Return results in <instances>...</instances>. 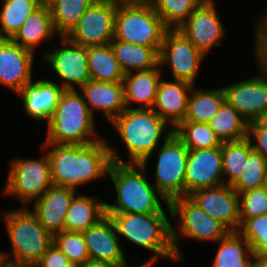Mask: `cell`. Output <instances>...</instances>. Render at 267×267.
Here are the masks:
<instances>
[{
    "label": "cell",
    "mask_w": 267,
    "mask_h": 267,
    "mask_svg": "<svg viewBox=\"0 0 267 267\" xmlns=\"http://www.w3.org/2000/svg\"><path fill=\"white\" fill-rule=\"evenodd\" d=\"M103 139L88 145L43 143L50 159L53 185L77 189L108 175L113 161L110 145Z\"/></svg>",
    "instance_id": "cell-1"
},
{
    "label": "cell",
    "mask_w": 267,
    "mask_h": 267,
    "mask_svg": "<svg viewBox=\"0 0 267 267\" xmlns=\"http://www.w3.org/2000/svg\"><path fill=\"white\" fill-rule=\"evenodd\" d=\"M112 163L108 171L116 190V201L113 204L106 202V212H123L153 214L167 207L171 218L170 202L150 184L146 175V167L142 163H127L110 145ZM159 195V196H158Z\"/></svg>",
    "instance_id": "cell-2"
},
{
    "label": "cell",
    "mask_w": 267,
    "mask_h": 267,
    "mask_svg": "<svg viewBox=\"0 0 267 267\" xmlns=\"http://www.w3.org/2000/svg\"><path fill=\"white\" fill-rule=\"evenodd\" d=\"M112 219L118 236L126 238L130 243L153 252V256L145 263H154L160 258L174 262L177 259L172 245V223L164 208L153 214L106 212Z\"/></svg>",
    "instance_id": "cell-3"
},
{
    "label": "cell",
    "mask_w": 267,
    "mask_h": 267,
    "mask_svg": "<svg viewBox=\"0 0 267 267\" xmlns=\"http://www.w3.org/2000/svg\"><path fill=\"white\" fill-rule=\"evenodd\" d=\"M111 124L127 148L130 163H142L146 168L162 137L174 132L173 128L166 130L169 124L152 108H126Z\"/></svg>",
    "instance_id": "cell-4"
},
{
    "label": "cell",
    "mask_w": 267,
    "mask_h": 267,
    "mask_svg": "<svg viewBox=\"0 0 267 267\" xmlns=\"http://www.w3.org/2000/svg\"><path fill=\"white\" fill-rule=\"evenodd\" d=\"M96 130L83 95L77 89L65 90L47 123L43 143L88 145L102 139Z\"/></svg>",
    "instance_id": "cell-5"
},
{
    "label": "cell",
    "mask_w": 267,
    "mask_h": 267,
    "mask_svg": "<svg viewBox=\"0 0 267 267\" xmlns=\"http://www.w3.org/2000/svg\"><path fill=\"white\" fill-rule=\"evenodd\" d=\"M28 208L23 205L1 212L11 243V256L4 252L10 264L34 266L53 244V235Z\"/></svg>",
    "instance_id": "cell-6"
},
{
    "label": "cell",
    "mask_w": 267,
    "mask_h": 267,
    "mask_svg": "<svg viewBox=\"0 0 267 267\" xmlns=\"http://www.w3.org/2000/svg\"><path fill=\"white\" fill-rule=\"evenodd\" d=\"M168 28L148 0H117L114 39L126 43L161 47Z\"/></svg>",
    "instance_id": "cell-7"
},
{
    "label": "cell",
    "mask_w": 267,
    "mask_h": 267,
    "mask_svg": "<svg viewBox=\"0 0 267 267\" xmlns=\"http://www.w3.org/2000/svg\"><path fill=\"white\" fill-rule=\"evenodd\" d=\"M170 208L171 219H179L176 223L177 226L172 225V245L177 259L182 260L183 258L179 248L181 236L201 242L209 240L217 242L230 232L221 222L206 213L188 196L173 199L170 202Z\"/></svg>",
    "instance_id": "cell-8"
},
{
    "label": "cell",
    "mask_w": 267,
    "mask_h": 267,
    "mask_svg": "<svg viewBox=\"0 0 267 267\" xmlns=\"http://www.w3.org/2000/svg\"><path fill=\"white\" fill-rule=\"evenodd\" d=\"M10 163L3 194L15 196L26 205L40 198L53 186L47 152L38 159L13 158Z\"/></svg>",
    "instance_id": "cell-9"
},
{
    "label": "cell",
    "mask_w": 267,
    "mask_h": 267,
    "mask_svg": "<svg viewBox=\"0 0 267 267\" xmlns=\"http://www.w3.org/2000/svg\"><path fill=\"white\" fill-rule=\"evenodd\" d=\"M163 140L160 150H154L158 152V156L153 185L171 202L175 198L185 196V170L189 149L174 132Z\"/></svg>",
    "instance_id": "cell-10"
},
{
    "label": "cell",
    "mask_w": 267,
    "mask_h": 267,
    "mask_svg": "<svg viewBox=\"0 0 267 267\" xmlns=\"http://www.w3.org/2000/svg\"><path fill=\"white\" fill-rule=\"evenodd\" d=\"M117 0H95L66 36L84 47L105 45L114 39Z\"/></svg>",
    "instance_id": "cell-11"
},
{
    "label": "cell",
    "mask_w": 267,
    "mask_h": 267,
    "mask_svg": "<svg viewBox=\"0 0 267 267\" xmlns=\"http://www.w3.org/2000/svg\"><path fill=\"white\" fill-rule=\"evenodd\" d=\"M205 57L177 29H168L159 52V64L161 67H170L173 80H183L195 85L199 67Z\"/></svg>",
    "instance_id": "cell-12"
},
{
    "label": "cell",
    "mask_w": 267,
    "mask_h": 267,
    "mask_svg": "<svg viewBox=\"0 0 267 267\" xmlns=\"http://www.w3.org/2000/svg\"><path fill=\"white\" fill-rule=\"evenodd\" d=\"M61 48H55L43 55L45 61L52 66L55 74L63 81L59 84L65 90L77 89L91 80L87 63V47L71 42L62 36ZM77 85V87H76Z\"/></svg>",
    "instance_id": "cell-13"
},
{
    "label": "cell",
    "mask_w": 267,
    "mask_h": 267,
    "mask_svg": "<svg viewBox=\"0 0 267 267\" xmlns=\"http://www.w3.org/2000/svg\"><path fill=\"white\" fill-rule=\"evenodd\" d=\"M177 30L206 57L226 34L215 1H203Z\"/></svg>",
    "instance_id": "cell-14"
},
{
    "label": "cell",
    "mask_w": 267,
    "mask_h": 267,
    "mask_svg": "<svg viewBox=\"0 0 267 267\" xmlns=\"http://www.w3.org/2000/svg\"><path fill=\"white\" fill-rule=\"evenodd\" d=\"M221 146L189 149L185 170V196L202 188L224 184Z\"/></svg>",
    "instance_id": "cell-15"
},
{
    "label": "cell",
    "mask_w": 267,
    "mask_h": 267,
    "mask_svg": "<svg viewBox=\"0 0 267 267\" xmlns=\"http://www.w3.org/2000/svg\"><path fill=\"white\" fill-rule=\"evenodd\" d=\"M259 74L223 87L226 101L247 121L267 110V72L257 63Z\"/></svg>",
    "instance_id": "cell-16"
},
{
    "label": "cell",
    "mask_w": 267,
    "mask_h": 267,
    "mask_svg": "<svg viewBox=\"0 0 267 267\" xmlns=\"http://www.w3.org/2000/svg\"><path fill=\"white\" fill-rule=\"evenodd\" d=\"M90 261L129 267L116 227L109 215L82 232Z\"/></svg>",
    "instance_id": "cell-17"
},
{
    "label": "cell",
    "mask_w": 267,
    "mask_h": 267,
    "mask_svg": "<svg viewBox=\"0 0 267 267\" xmlns=\"http://www.w3.org/2000/svg\"><path fill=\"white\" fill-rule=\"evenodd\" d=\"M188 197L210 216L221 222L230 232L240 228L239 194L231 185L193 191Z\"/></svg>",
    "instance_id": "cell-18"
},
{
    "label": "cell",
    "mask_w": 267,
    "mask_h": 267,
    "mask_svg": "<svg viewBox=\"0 0 267 267\" xmlns=\"http://www.w3.org/2000/svg\"><path fill=\"white\" fill-rule=\"evenodd\" d=\"M12 39H0V85L17 94L33 80L34 55Z\"/></svg>",
    "instance_id": "cell-19"
},
{
    "label": "cell",
    "mask_w": 267,
    "mask_h": 267,
    "mask_svg": "<svg viewBox=\"0 0 267 267\" xmlns=\"http://www.w3.org/2000/svg\"><path fill=\"white\" fill-rule=\"evenodd\" d=\"M64 91L59 83L45 78L32 80L17 94L22 98V106L30 118L48 123Z\"/></svg>",
    "instance_id": "cell-20"
},
{
    "label": "cell",
    "mask_w": 267,
    "mask_h": 267,
    "mask_svg": "<svg viewBox=\"0 0 267 267\" xmlns=\"http://www.w3.org/2000/svg\"><path fill=\"white\" fill-rule=\"evenodd\" d=\"M79 92L83 95L91 114L94 109L100 110L110 123L125 109L124 83L88 81L81 86Z\"/></svg>",
    "instance_id": "cell-21"
},
{
    "label": "cell",
    "mask_w": 267,
    "mask_h": 267,
    "mask_svg": "<svg viewBox=\"0 0 267 267\" xmlns=\"http://www.w3.org/2000/svg\"><path fill=\"white\" fill-rule=\"evenodd\" d=\"M76 189L51 186L40 198L33 202V213L52 235L64 230V220Z\"/></svg>",
    "instance_id": "cell-22"
},
{
    "label": "cell",
    "mask_w": 267,
    "mask_h": 267,
    "mask_svg": "<svg viewBox=\"0 0 267 267\" xmlns=\"http://www.w3.org/2000/svg\"><path fill=\"white\" fill-rule=\"evenodd\" d=\"M193 84L183 80H160L152 109L174 129L184 121Z\"/></svg>",
    "instance_id": "cell-23"
},
{
    "label": "cell",
    "mask_w": 267,
    "mask_h": 267,
    "mask_svg": "<svg viewBox=\"0 0 267 267\" xmlns=\"http://www.w3.org/2000/svg\"><path fill=\"white\" fill-rule=\"evenodd\" d=\"M161 66L145 71H134L125 74L124 94L126 108H152L156 99V93L162 79ZM139 104L135 107L132 104Z\"/></svg>",
    "instance_id": "cell-24"
},
{
    "label": "cell",
    "mask_w": 267,
    "mask_h": 267,
    "mask_svg": "<svg viewBox=\"0 0 267 267\" xmlns=\"http://www.w3.org/2000/svg\"><path fill=\"white\" fill-rule=\"evenodd\" d=\"M106 215V201L91 196L76 194L64 220V230L83 232Z\"/></svg>",
    "instance_id": "cell-25"
},
{
    "label": "cell",
    "mask_w": 267,
    "mask_h": 267,
    "mask_svg": "<svg viewBox=\"0 0 267 267\" xmlns=\"http://www.w3.org/2000/svg\"><path fill=\"white\" fill-rule=\"evenodd\" d=\"M110 45L124 74L150 70L159 64L161 47L135 45L115 39Z\"/></svg>",
    "instance_id": "cell-26"
},
{
    "label": "cell",
    "mask_w": 267,
    "mask_h": 267,
    "mask_svg": "<svg viewBox=\"0 0 267 267\" xmlns=\"http://www.w3.org/2000/svg\"><path fill=\"white\" fill-rule=\"evenodd\" d=\"M57 34L49 8L39 7L27 17L17 33L11 38L16 44L35 53L42 41Z\"/></svg>",
    "instance_id": "cell-27"
},
{
    "label": "cell",
    "mask_w": 267,
    "mask_h": 267,
    "mask_svg": "<svg viewBox=\"0 0 267 267\" xmlns=\"http://www.w3.org/2000/svg\"><path fill=\"white\" fill-rule=\"evenodd\" d=\"M217 243L219 247L211 267H252L255 254L250 243L238 231L229 232Z\"/></svg>",
    "instance_id": "cell-28"
},
{
    "label": "cell",
    "mask_w": 267,
    "mask_h": 267,
    "mask_svg": "<svg viewBox=\"0 0 267 267\" xmlns=\"http://www.w3.org/2000/svg\"><path fill=\"white\" fill-rule=\"evenodd\" d=\"M226 96L223 87L220 89H198L193 85L187 105L184 121L208 123L217 114Z\"/></svg>",
    "instance_id": "cell-29"
},
{
    "label": "cell",
    "mask_w": 267,
    "mask_h": 267,
    "mask_svg": "<svg viewBox=\"0 0 267 267\" xmlns=\"http://www.w3.org/2000/svg\"><path fill=\"white\" fill-rule=\"evenodd\" d=\"M87 63L91 80L101 82L123 81V73L110 43L87 47Z\"/></svg>",
    "instance_id": "cell-30"
},
{
    "label": "cell",
    "mask_w": 267,
    "mask_h": 267,
    "mask_svg": "<svg viewBox=\"0 0 267 267\" xmlns=\"http://www.w3.org/2000/svg\"><path fill=\"white\" fill-rule=\"evenodd\" d=\"M207 125L223 141H237L247 137L248 121L227 101Z\"/></svg>",
    "instance_id": "cell-31"
},
{
    "label": "cell",
    "mask_w": 267,
    "mask_h": 267,
    "mask_svg": "<svg viewBox=\"0 0 267 267\" xmlns=\"http://www.w3.org/2000/svg\"><path fill=\"white\" fill-rule=\"evenodd\" d=\"M39 8L37 0H7L0 10V38L11 39L28 16Z\"/></svg>",
    "instance_id": "cell-32"
},
{
    "label": "cell",
    "mask_w": 267,
    "mask_h": 267,
    "mask_svg": "<svg viewBox=\"0 0 267 267\" xmlns=\"http://www.w3.org/2000/svg\"><path fill=\"white\" fill-rule=\"evenodd\" d=\"M95 0H57L50 8L58 37L67 36Z\"/></svg>",
    "instance_id": "cell-33"
},
{
    "label": "cell",
    "mask_w": 267,
    "mask_h": 267,
    "mask_svg": "<svg viewBox=\"0 0 267 267\" xmlns=\"http://www.w3.org/2000/svg\"><path fill=\"white\" fill-rule=\"evenodd\" d=\"M252 150L250 141L247 138L222 142L221 155L224 184L232 185L238 179Z\"/></svg>",
    "instance_id": "cell-34"
},
{
    "label": "cell",
    "mask_w": 267,
    "mask_h": 267,
    "mask_svg": "<svg viewBox=\"0 0 267 267\" xmlns=\"http://www.w3.org/2000/svg\"><path fill=\"white\" fill-rule=\"evenodd\" d=\"M173 131L188 149L215 148L222 145L220 138L207 123L181 121Z\"/></svg>",
    "instance_id": "cell-35"
},
{
    "label": "cell",
    "mask_w": 267,
    "mask_h": 267,
    "mask_svg": "<svg viewBox=\"0 0 267 267\" xmlns=\"http://www.w3.org/2000/svg\"><path fill=\"white\" fill-rule=\"evenodd\" d=\"M168 29H178L202 0H148Z\"/></svg>",
    "instance_id": "cell-36"
},
{
    "label": "cell",
    "mask_w": 267,
    "mask_h": 267,
    "mask_svg": "<svg viewBox=\"0 0 267 267\" xmlns=\"http://www.w3.org/2000/svg\"><path fill=\"white\" fill-rule=\"evenodd\" d=\"M267 178V161L258 152L252 150L243 171L231 187L238 193L265 186Z\"/></svg>",
    "instance_id": "cell-37"
},
{
    "label": "cell",
    "mask_w": 267,
    "mask_h": 267,
    "mask_svg": "<svg viewBox=\"0 0 267 267\" xmlns=\"http://www.w3.org/2000/svg\"><path fill=\"white\" fill-rule=\"evenodd\" d=\"M53 243L65 254L75 267L90 261L82 232L63 230L53 235Z\"/></svg>",
    "instance_id": "cell-38"
},
{
    "label": "cell",
    "mask_w": 267,
    "mask_h": 267,
    "mask_svg": "<svg viewBox=\"0 0 267 267\" xmlns=\"http://www.w3.org/2000/svg\"><path fill=\"white\" fill-rule=\"evenodd\" d=\"M238 232L250 243L254 254H267V213L253 218H240Z\"/></svg>",
    "instance_id": "cell-39"
},
{
    "label": "cell",
    "mask_w": 267,
    "mask_h": 267,
    "mask_svg": "<svg viewBox=\"0 0 267 267\" xmlns=\"http://www.w3.org/2000/svg\"><path fill=\"white\" fill-rule=\"evenodd\" d=\"M267 213V189L265 186L239 194L240 218H253Z\"/></svg>",
    "instance_id": "cell-40"
},
{
    "label": "cell",
    "mask_w": 267,
    "mask_h": 267,
    "mask_svg": "<svg viewBox=\"0 0 267 267\" xmlns=\"http://www.w3.org/2000/svg\"><path fill=\"white\" fill-rule=\"evenodd\" d=\"M35 267H75L65 254L53 243Z\"/></svg>",
    "instance_id": "cell-41"
},
{
    "label": "cell",
    "mask_w": 267,
    "mask_h": 267,
    "mask_svg": "<svg viewBox=\"0 0 267 267\" xmlns=\"http://www.w3.org/2000/svg\"><path fill=\"white\" fill-rule=\"evenodd\" d=\"M246 138L250 141L252 149L260 153L267 161V129L260 128L254 121H251L248 123Z\"/></svg>",
    "instance_id": "cell-42"
},
{
    "label": "cell",
    "mask_w": 267,
    "mask_h": 267,
    "mask_svg": "<svg viewBox=\"0 0 267 267\" xmlns=\"http://www.w3.org/2000/svg\"><path fill=\"white\" fill-rule=\"evenodd\" d=\"M263 16L255 24V51H267V13Z\"/></svg>",
    "instance_id": "cell-43"
},
{
    "label": "cell",
    "mask_w": 267,
    "mask_h": 267,
    "mask_svg": "<svg viewBox=\"0 0 267 267\" xmlns=\"http://www.w3.org/2000/svg\"><path fill=\"white\" fill-rule=\"evenodd\" d=\"M256 63H258L267 72V51H254Z\"/></svg>",
    "instance_id": "cell-44"
},
{
    "label": "cell",
    "mask_w": 267,
    "mask_h": 267,
    "mask_svg": "<svg viewBox=\"0 0 267 267\" xmlns=\"http://www.w3.org/2000/svg\"><path fill=\"white\" fill-rule=\"evenodd\" d=\"M252 267H267V254H255Z\"/></svg>",
    "instance_id": "cell-45"
},
{
    "label": "cell",
    "mask_w": 267,
    "mask_h": 267,
    "mask_svg": "<svg viewBox=\"0 0 267 267\" xmlns=\"http://www.w3.org/2000/svg\"><path fill=\"white\" fill-rule=\"evenodd\" d=\"M260 128L267 129V110L253 120Z\"/></svg>",
    "instance_id": "cell-46"
},
{
    "label": "cell",
    "mask_w": 267,
    "mask_h": 267,
    "mask_svg": "<svg viewBox=\"0 0 267 267\" xmlns=\"http://www.w3.org/2000/svg\"><path fill=\"white\" fill-rule=\"evenodd\" d=\"M76 267H116V266L109 264V263L88 261V262H85L84 264L78 265Z\"/></svg>",
    "instance_id": "cell-47"
},
{
    "label": "cell",
    "mask_w": 267,
    "mask_h": 267,
    "mask_svg": "<svg viewBox=\"0 0 267 267\" xmlns=\"http://www.w3.org/2000/svg\"><path fill=\"white\" fill-rule=\"evenodd\" d=\"M57 0H37L38 6L43 8H51Z\"/></svg>",
    "instance_id": "cell-48"
},
{
    "label": "cell",
    "mask_w": 267,
    "mask_h": 267,
    "mask_svg": "<svg viewBox=\"0 0 267 267\" xmlns=\"http://www.w3.org/2000/svg\"><path fill=\"white\" fill-rule=\"evenodd\" d=\"M8 264H9V261L7 257L4 255V252L0 251V267H7Z\"/></svg>",
    "instance_id": "cell-49"
},
{
    "label": "cell",
    "mask_w": 267,
    "mask_h": 267,
    "mask_svg": "<svg viewBox=\"0 0 267 267\" xmlns=\"http://www.w3.org/2000/svg\"><path fill=\"white\" fill-rule=\"evenodd\" d=\"M152 265H154V263H142L140 265H137L136 267H152Z\"/></svg>",
    "instance_id": "cell-50"
},
{
    "label": "cell",
    "mask_w": 267,
    "mask_h": 267,
    "mask_svg": "<svg viewBox=\"0 0 267 267\" xmlns=\"http://www.w3.org/2000/svg\"><path fill=\"white\" fill-rule=\"evenodd\" d=\"M7 267H35V266H27V265H14V264H8Z\"/></svg>",
    "instance_id": "cell-51"
},
{
    "label": "cell",
    "mask_w": 267,
    "mask_h": 267,
    "mask_svg": "<svg viewBox=\"0 0 267 267\" xmlns=\"http://www.w3.org/2000/svg\"><path fill=\"white\" fill-rule=\"evenodd\" d=\"M265 188L267 189V178H266V181H265Z\"/></svg>",
    "instance_id": "cell-52"
}]
</instances>
